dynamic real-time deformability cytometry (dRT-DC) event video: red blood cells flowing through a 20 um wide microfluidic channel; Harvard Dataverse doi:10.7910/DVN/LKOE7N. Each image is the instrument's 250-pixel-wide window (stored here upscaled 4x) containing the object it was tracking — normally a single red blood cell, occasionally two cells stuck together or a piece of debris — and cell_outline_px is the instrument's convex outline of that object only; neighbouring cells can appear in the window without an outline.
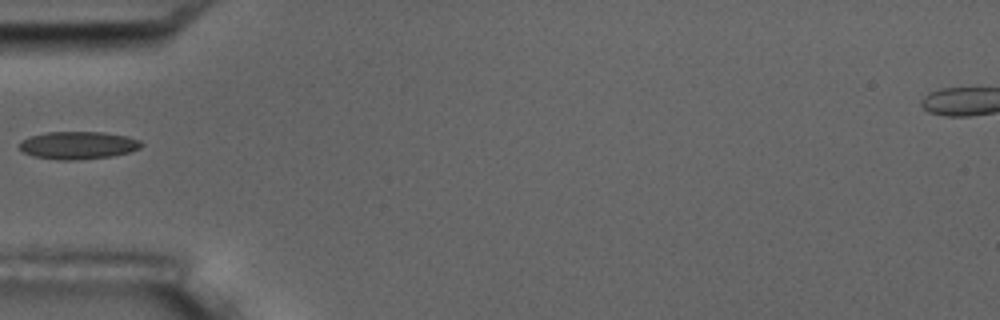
{"species": "common noctule bat (a hibernating species)", "species_latin": "Nyctalus noctula", "temperature_condition": "room temperature", "stored_images_in_passage": 4, "camera_frame_rate_fps": 3000, "um_per_image_px": 0.085, "animal": {"sex": "male", "body_mass_g": 17.5, "forearm_length_mm": 52.3}, "frame": {"image": 1, "passage_image": 3, "time_ms": 3.0, "image_size_px": [1000, 320], "cell_outline_px": [[144, 144], [140, 148], [128, 152], [112, 156], [72, 160], [60, 160], [32, 156], [24, 152], [16, 144], [20, 140], [28, 136], [48, 132], [104, 132], [124, 136], [140, 140]], "centroid_in_image_um": [6.58, 12.34], "position_along_channel_um": 78.4, "area_um2": 19.71}}